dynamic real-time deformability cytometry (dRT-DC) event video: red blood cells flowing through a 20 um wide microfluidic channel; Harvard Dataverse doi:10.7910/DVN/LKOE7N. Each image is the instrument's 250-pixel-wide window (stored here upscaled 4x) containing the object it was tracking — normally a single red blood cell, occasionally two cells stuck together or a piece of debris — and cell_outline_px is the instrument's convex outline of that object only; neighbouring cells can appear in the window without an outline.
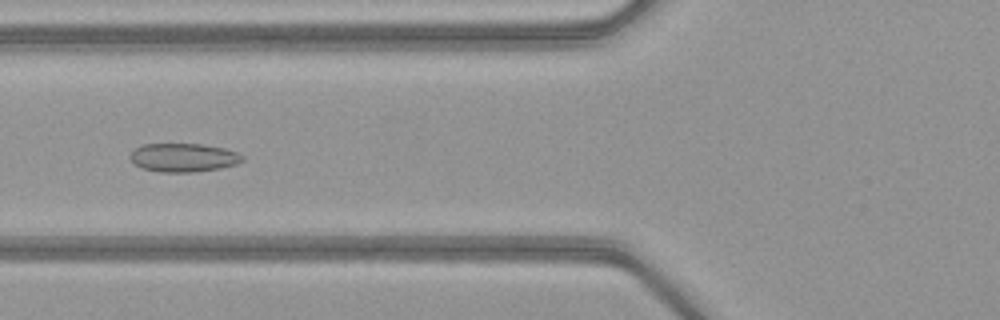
{"species": "common noctule bat (a hibernating species)", "species_latin": "Nyctalus noctula", "temperature_condition": "warm", "stored_images_in_passage": 52, "camera_frame_rate_fps": 3000, "um_per_image_px": 0.085, "animal": {"sex": "female", "body_mass_g": 21.9}, "frame": {"image": 1, "passage_image": 21, "time_ms": 6.667, "image_size_px": [1000, 320], "cell_outline_px": [[244, 160], [236, 164], [220, 168], [192, 172], [160, 172], [144, 168], [132, 164], [128, 156], [136, 148], [144, 144], [204, 144], [224, 148], [236, 152], [244, 156]], "centroid_in_image_um": [15.58, 13.39], "position_along_channel_um": 110.2, "area_um2": 18.73}}
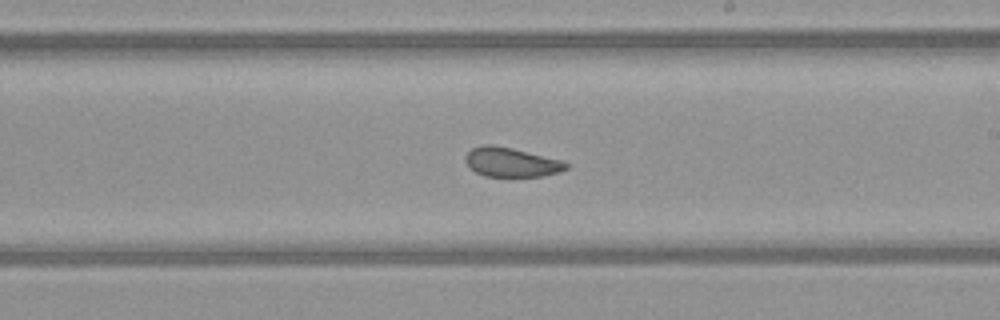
{"frame": {"image": 2, "passage_image": 31, "time_ms": 10.0, "image_size_px": [1000, 320], "cell_outline_px": [[568, 168], [560, 172], [544, 176], [484, 176], [476, 172], [464, 160], [464, 156], [472, 148], [484, 144], [492, 144], [512, 148], [560, 160], [568, 164]], "centroid_in_image_um": [43.44, 13.78], "position_along_channel_um": 245.6, "area_um2": 17.05}}
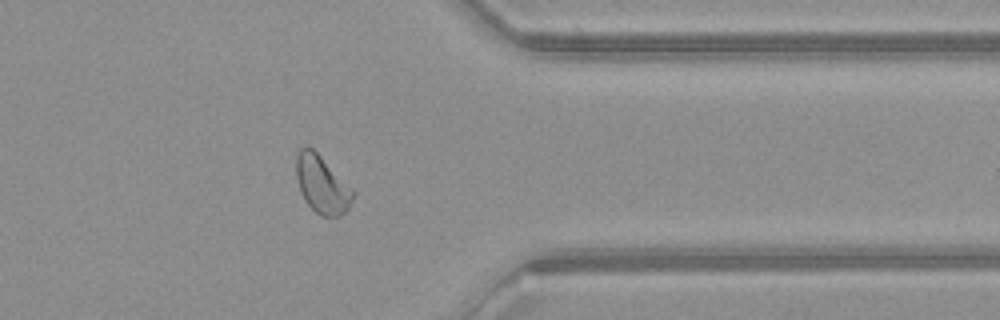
{"frame": {"image": 3, "passage_image": 42, "time_ms": 13.667, "image_size_px": [1000, 320], "cell_outline_px": [[356, 192], [348, 208], [340, 216], [320, 216], [304, 200], [300, 192], [296, 176], [296, 156], [300, 148], [312, 148]], "centroid_in_image_um": [27.36, 15.7], "position_along_channel_um": 384.0, "area_um2": 18.79}, "authors_computed_cell_mechanics": {"area_um2": 19.7676, "velocity_mm_per_s": 4.0496, "shape_relaxation_time_tau1_ms": null, "shape_relaxation_time_tau2_ms": 1.5085, "deformation_change_tau1": null, "deformation_change_tau2": 0.0696}}